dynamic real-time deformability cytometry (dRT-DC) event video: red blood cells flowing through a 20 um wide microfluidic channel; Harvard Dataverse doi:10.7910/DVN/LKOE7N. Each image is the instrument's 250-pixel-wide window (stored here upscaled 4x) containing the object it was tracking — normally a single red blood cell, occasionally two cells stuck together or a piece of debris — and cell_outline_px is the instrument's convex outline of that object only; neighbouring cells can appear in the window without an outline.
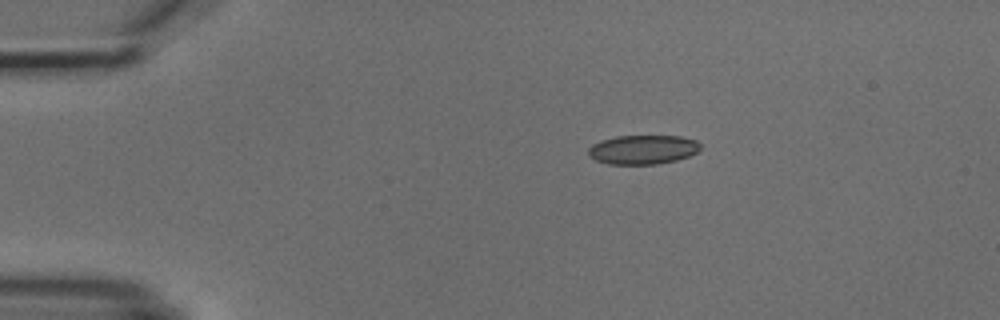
{"species": "common noctule bat (a hibernating species)", "species_latin": "Nyctalus noctula", "temperature_condition": "cold", "stored_images_in_passage": 5, "camera_frame_rate_fps": 3000, "um_per_image_px": 0.085, "animal": {"sex": "male", "body_mass_g": 18.8}, "frame": {"image": 1, "passage_image": 1, "time_ms": 0.0, "image_size_px": [1000, 320], "cell_outline_px": [[700, 148], [696, 152], [688, 156], [676, 160], [656, 164], [608, 164], [596, 160], [588, 156], [588, 148], [592, 144], [600, 140], [616, 136], [680, 136], [696, 140], [700, 144]], "centroid_in_image_um": [54.61, 12.71], "position_along_channel_um": 30.4, "area_um2": 19.07}}
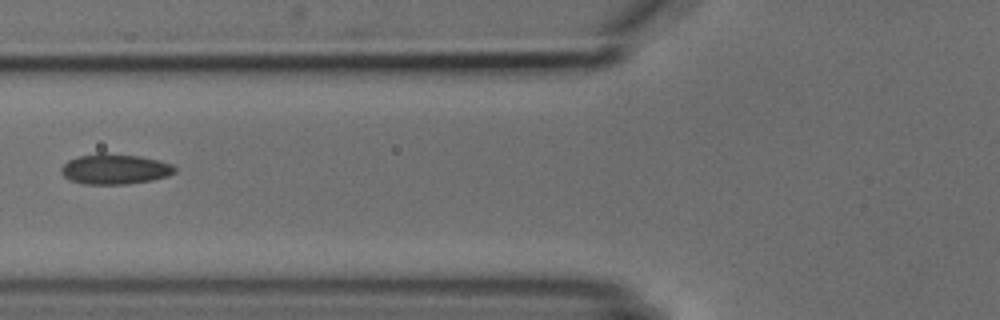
{"frame": {"image": 2, "passage_image": 4, "time_ms": 3.667, "image_size_px": [1000, 320], "cell_outline_px": [[176, 172], [168, 176], [152, 180], [124, 184], [84, 184], [68, 180], [60, 172], [60, 168], [68, 160], [80, 156], [100, 152], [104, 152], [140, 156], [160, 160], [172, 164], [176, 168]], "centroid_in_image_um": [9.76, 14.36], "position_along_channel_um": 116.0, "area_um2": 20.29}}
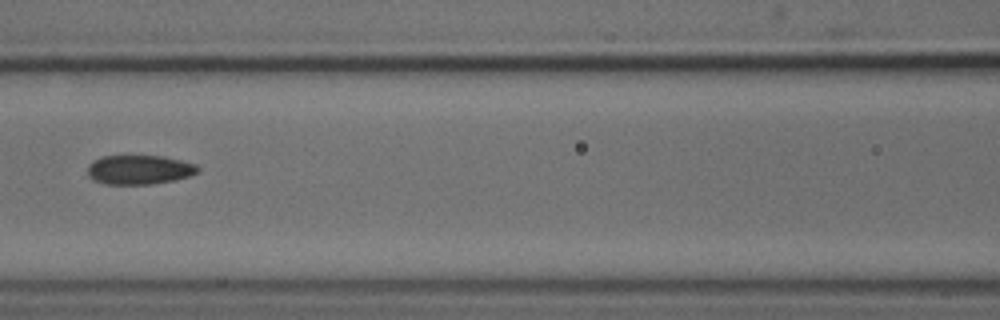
{"frame": {"image": 3, "passage_image": 5, "time_ms": 4.667, "image_size_px": [1000, 320], "cell_outline_px": [[200, 172], [176, 180], [152, 184], [104, 184], [92, 180], [88, 176], [88, 164], [92, 160], [100, 156], [164, 156], [196, 164], [200, 168]], "centroid_in_image_um": [11.82, 14.43], "position_along_channel_um": 154.8, "area_um2": 19.07}}